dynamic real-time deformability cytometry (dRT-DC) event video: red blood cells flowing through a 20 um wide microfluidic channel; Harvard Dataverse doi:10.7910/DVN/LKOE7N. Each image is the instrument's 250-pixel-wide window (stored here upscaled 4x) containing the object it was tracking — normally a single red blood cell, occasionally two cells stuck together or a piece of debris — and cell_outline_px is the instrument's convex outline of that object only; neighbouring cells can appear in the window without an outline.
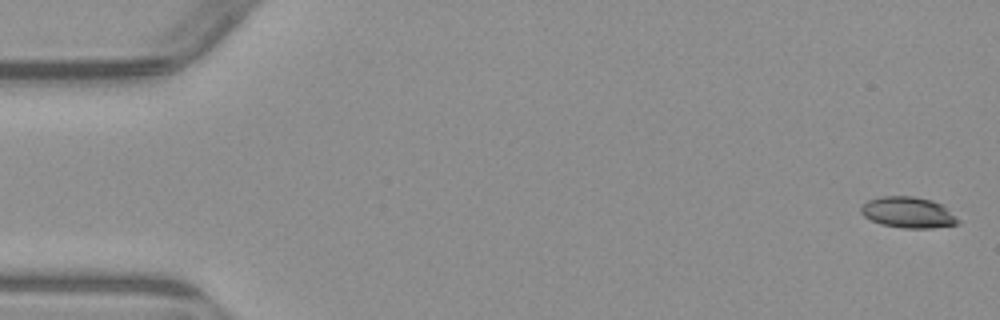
{"species": "common noctule bat (a hibernating species)", "species_latin": "Nyctalus noctula", "temperature_condition": "warm", "stored_images_in_passage": 5, "camera_frame_rate_fps": 3000, "um_per_image_px": 0.085, "animal": {"sex": "male", "body_mass_g": 23.1, "forearm_length_mm": 52.7}, "frame": {"image": 1, "passage_image": 1, "time_ms": 0.0, "image_size_px": [1000, 320], "cell_outline_px": [[960, 224], [932, 228], [904, 228], [880, 224], [864, 216], [860, 212], [860, 208], [868, 200], [880, 196], [912, 196], [932, 200], [944, 204], [960, 220]], "centroid_in_image_um": [77.23, 18.05], "position_along_channel_um": 7.8, "area_um2": 17.74}}
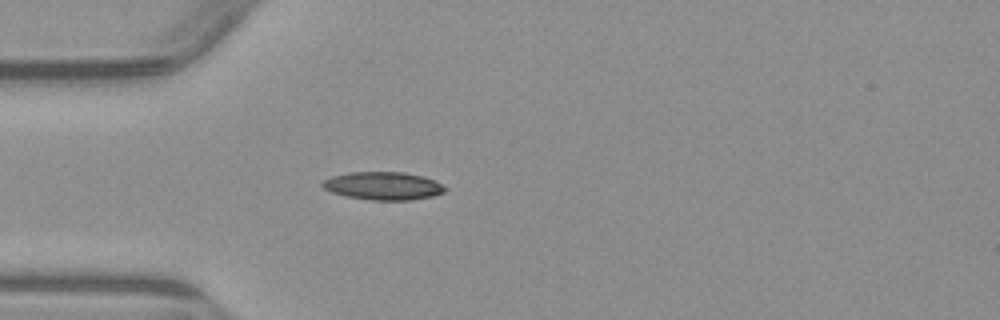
{"frame": {"image": 2, "passage_image": 5, "time_ms": 4.667, "image_size_px": [1000, 320], "cell_outline_px": [[448, 188], [444, 192], [432, 196], [412, 200], [372, 200], [348, 196], [332, 192], [324, 188], [320, 184], [324, 180], [332, 176], [352, 172], [404, 172], [420, 176], [432, 180]], "centroid_in_image_um": [32.56, 15.8], "position_along_channel_um": 52.4, "area_um2": 19.71}}